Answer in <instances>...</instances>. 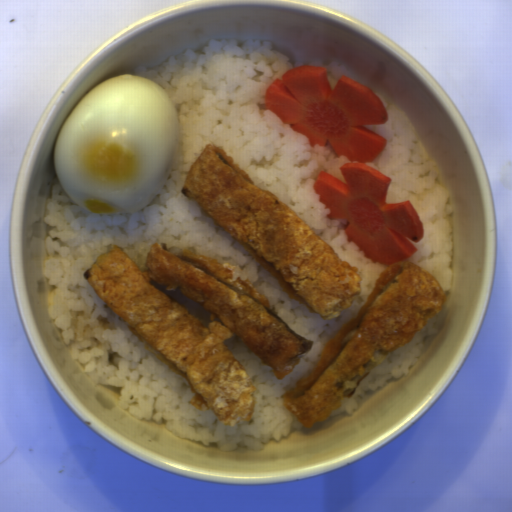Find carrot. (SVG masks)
Listing matches in <instances>:
<instances>
[{"mask_svg": "<svg viewBox=\"0 0 512 512\" xmlns=\"http://www.w3.org/2000/svg\"><path fill=\"white\" fill-rule=\"evenodd\" d=\"M264 103L309 146L329 143L337 156L350 160L340 165L343 180L322 170L313 185L327 217L346 221L348 241L374 263L410 259L424 236L423 224L407 199L387 202L391 177L367 164L387 147L385 138L367 128L385 125L390 116L380 98L347 77L332 87L325 66L298 65L270 83Z\"/></svg>", "mask_w": 512, "mask_h": 512, "instance_id": "obj_1", "label": "carrot"}]
</instances>
